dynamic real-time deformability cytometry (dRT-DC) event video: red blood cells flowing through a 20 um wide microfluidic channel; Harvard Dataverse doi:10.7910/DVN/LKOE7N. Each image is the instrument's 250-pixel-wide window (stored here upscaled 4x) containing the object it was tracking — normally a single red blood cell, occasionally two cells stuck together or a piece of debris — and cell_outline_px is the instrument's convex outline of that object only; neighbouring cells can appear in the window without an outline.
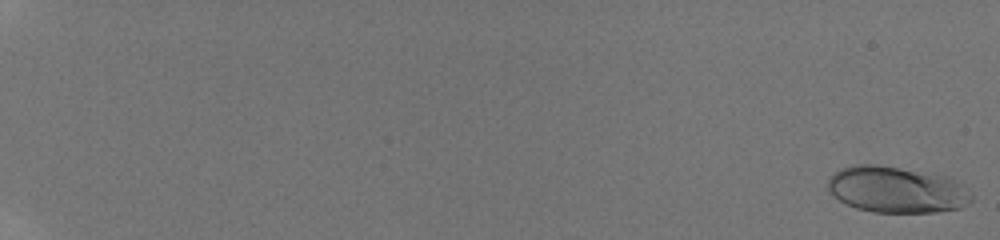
{"species": "human", "species_latin": "Homo sapiens", "temperature_condition": "room temperature", "stored_images_in_passage": 13, "camera_frame_rate_fps": 3000, "um_per_image_px": 0.085, "donor": {"sex": "male"}, "frame": {"image": 1, "passage_image": 1, "time_ms": 0.0, "image_size_px": [1000, 240], "cell_outline_px": [[972, 200], [968, 204], [960, 208], [936, 212], [872, 212], [856, 208], [832, 196], [828, 188], [828, 180], [840, 168], [852, 164], [876, 164], [948, 176], [956, 180], [972, 196]], "centroid_in_image_um": [76.19, 16.12], "position_along_channel_um": 8.8, "area_um2": 38.67}}
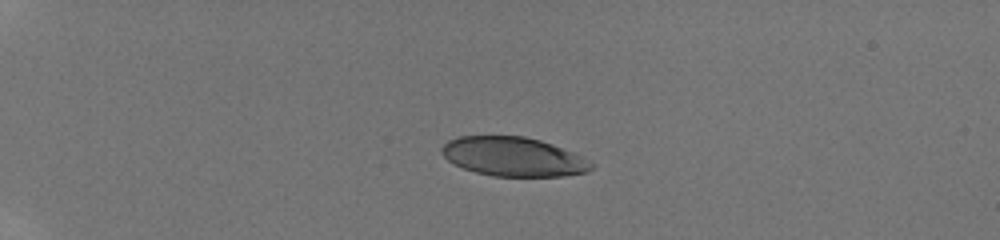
{"frame": {"image": 2, "passage_image": 10, "time_ms": 5.0, "image_size_px": [1000, 240], "cell_outline_px": [[596, 164], [588, 172], [564, 176], [492, 176], [476, 172], [464, 168], [448, 160], [440, 152], [440, 148], [448, 140], [460, 136], [524, 136], [540, 140], [552, 144], [572, 152]], "centroid_in_image_um": [43.64, 13.32], "position_along_channel_um": 41.4, "area_um2": 34.04}}
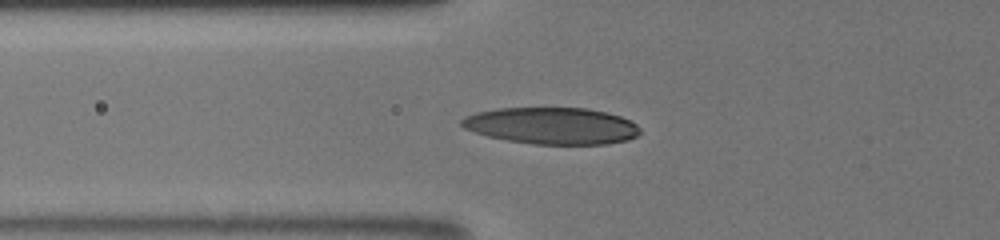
{"frame": {"image": 3, "passage_image": 13, "time_ms": 7.667, "image_size_px": [1000, 240], "cell_outline_px": [[640, 132], [636, 136], [628, 140], [604, 144], [532, 144], [508, 140], [488, 136], [464, 128], [460, 124], [460, 120], [464, 116], [476, 112], [496, 108], [588, 108], [608, 112], [620, 116], [636, 124], [640, 128]], "centroid_in_image_um": [46.9, 10.68], "position_along_channel_um": 78.9, "area_um2": 38.21}}